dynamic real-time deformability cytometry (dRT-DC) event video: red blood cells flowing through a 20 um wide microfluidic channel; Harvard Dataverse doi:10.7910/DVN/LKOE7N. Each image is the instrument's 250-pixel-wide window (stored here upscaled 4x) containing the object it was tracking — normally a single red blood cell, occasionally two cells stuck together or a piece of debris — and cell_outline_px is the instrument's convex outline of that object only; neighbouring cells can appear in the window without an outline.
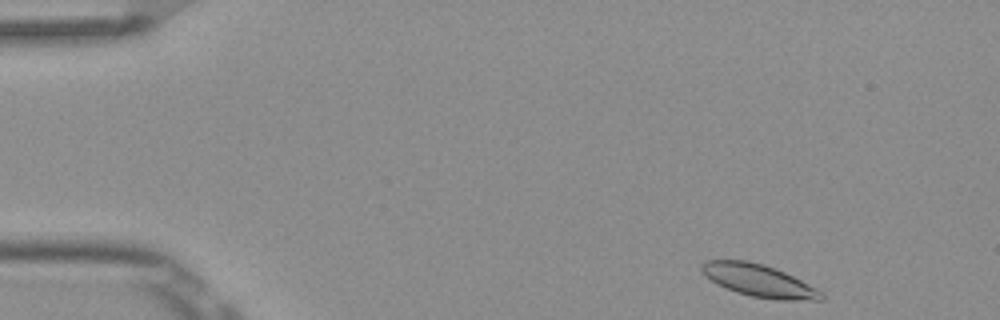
{"species": "Egyptian fruit bat (a non-hibernating species)", "species_latin": "Rousettus aegyptiacus", "temperature_condition": "room temperature", "stored_images_in_passage": 4, "camera_frame_rate_fps": 3000, "um_per_image_px": 0.085, "frame": {"image": 1, "passage_image": 1, "time_ms": 0.0, "image_size_px": [1000, 320], "cell_outline_px": [[824, 300], [776, 300], [752, 296], [736, 292], [716, 284], [704, 276], [700, 268], [700, 264], [704, 260], [748, 260], [764, 264], [776, 268], [824, 292]], "centroid_in_image_um": [64.47, 23.84], "position_along_channel_um": 20.5, "area_um2": 22.77}}
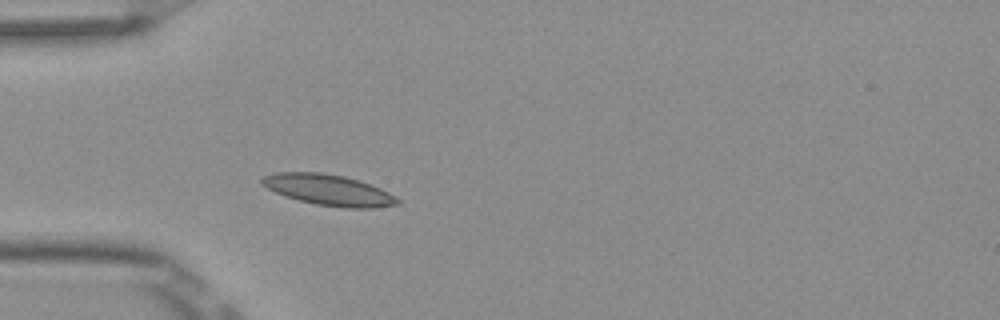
{"frame": {"image": 2, "passage_image": 4, "time_ms": 1.0, "image_size_px": [1000, 320], "cell_outline_px": [[400, 204], [376, 208], [344, 208], [316, 204], [300, 200], [276, 192], [260, 184], [260, 180], [264, 176], [276, 172], [320, 172], [344, 176], [380, 188], [396, 196], [400, 200]], "centroid_in_image_um": [27.95, 16.15], "position_along_channel_um": 57.0, "area_um2": 24.22}}